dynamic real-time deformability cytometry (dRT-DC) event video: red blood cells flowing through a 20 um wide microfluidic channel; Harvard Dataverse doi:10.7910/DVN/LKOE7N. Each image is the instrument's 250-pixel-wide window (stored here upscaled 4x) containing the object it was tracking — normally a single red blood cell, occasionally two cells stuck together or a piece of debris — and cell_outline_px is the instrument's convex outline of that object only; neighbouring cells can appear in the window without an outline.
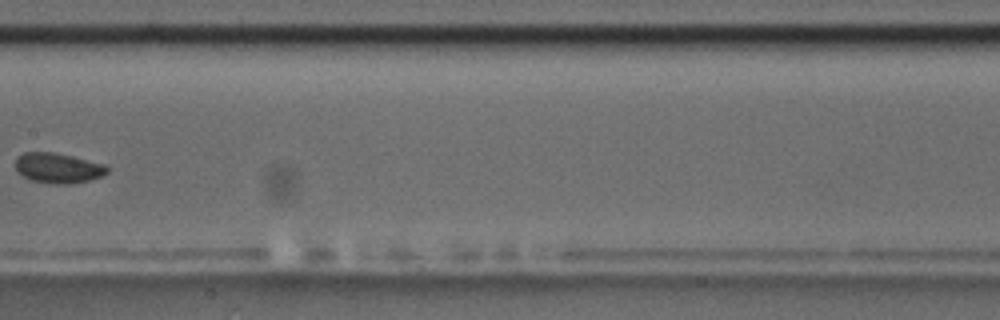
{"species": "common noctule bat (a hibernating species)", "species_latin": "Nyctalus noctula", "temperature_condition": "room temperature", "stored_images_in_passage": 17, "segment_of_instrument_passage": [2, 2], "camera_frame_rate_fps": 3000, "um_per_image_px": 0.085, "animal": {"sex": "male", "body_mass_g": 17.5, "forearm_length_mm": 52.3}, "frame": {"image": 1, "passage_image": 8, "time_ms": 8.0, "image_size_px": [1000, 320], "cell_outline_px": [[108, 172], [100, 176], [88, 180], [68, 184], [48, 184], [28, 180], [16, 168], [16, 156], [24, 152], [52, 152], [72, 156], [104, 164], [108, 168]], "centroid_in_image_um": [4.9, 14.28], "position_along_channel_um": 202.5, "area_um2": 16.07}}
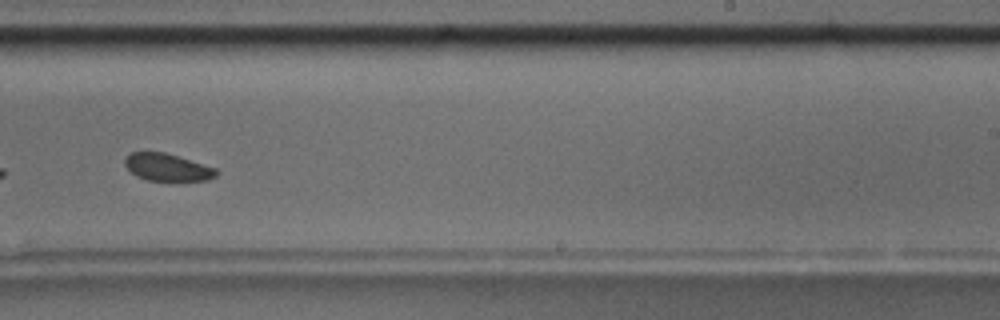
{"frame": {"image": 2, "passage_image": 10, "time_ms": 10.0, "image_size_px": [1000, 320], "cell_outline_px": [[220, 172], [216, 176], [208, 180], [148, 180], [136, 176], [124, 164], [124, 160], [132, 152], [164, 152], [216, 168]], "centroid_in_image_um": [14.24, 14.22], "position_along_channel_um": 274.8, "area_um2": 14.33}}
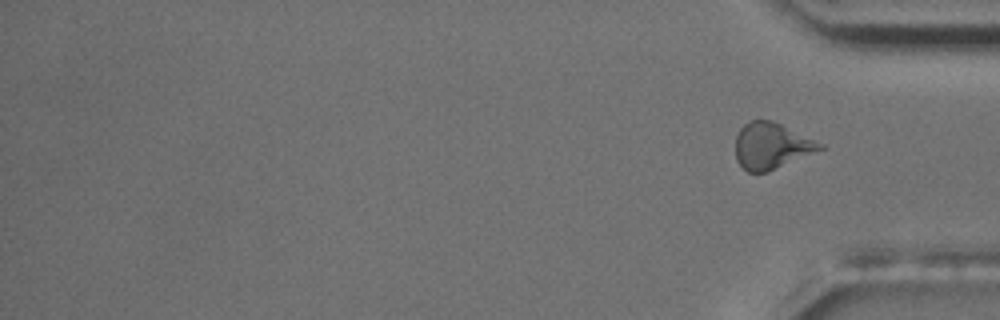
{"frame": {"image": 3, "passage_image": 17, "time_ms": 18.0, "image_size_px": [1000, 320], "cell_outline_px": [[824, 148], [768, 172], [748, 172], [736, 160], [736, 136], [740, 128], [744, 124], [752, 120], [772, 120], [824, 144]], "centroid_in_image_um": [65.56, 12.39], "position_along_channel_um": 369.6, "area_um2": 22.54}}